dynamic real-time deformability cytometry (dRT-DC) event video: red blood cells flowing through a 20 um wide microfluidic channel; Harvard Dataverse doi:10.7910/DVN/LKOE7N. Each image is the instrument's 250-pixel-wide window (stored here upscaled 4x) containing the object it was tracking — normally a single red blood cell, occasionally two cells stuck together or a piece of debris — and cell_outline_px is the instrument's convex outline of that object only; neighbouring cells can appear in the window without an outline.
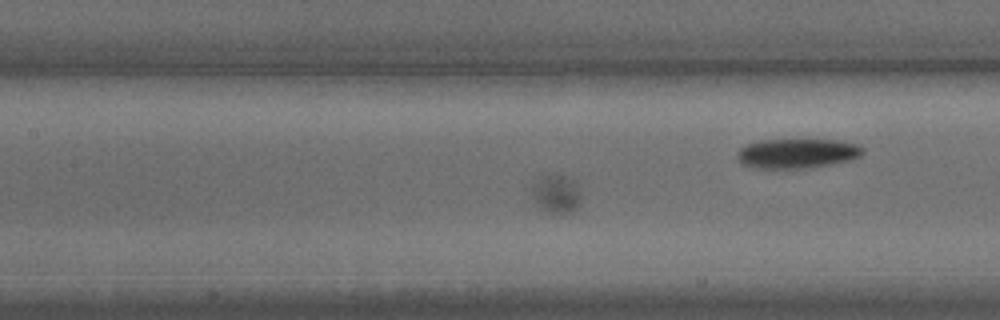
{"species": "common noctule bat (a hibernating species)", "species_latin": "Nyctalus noctula", "temperature_condition": "warm", "stored_images_in_passage": 44, "camera_frame_rate_fps": 3000, "um_per_image_px": 0.085, "animal": {"sex": "male", "body_mass_g": 15.6}, "frame": {"image": 1, "passage_image": 20, "time_ms": 6.333, "image_size_px": [1000, 320], "cell_outline_px": [[580, 204], [572, 212], [560, 216], [548, 212], [540, 208], [532, 200], [532, 188], [536, 180], [540, 176], [548, 172], [564, 176], [576, 180], [580, 184]], "centroid_in_image_um": [47.3, 16.47], "position_along_channel_um": 160.1, "area_um2": 11.73}}